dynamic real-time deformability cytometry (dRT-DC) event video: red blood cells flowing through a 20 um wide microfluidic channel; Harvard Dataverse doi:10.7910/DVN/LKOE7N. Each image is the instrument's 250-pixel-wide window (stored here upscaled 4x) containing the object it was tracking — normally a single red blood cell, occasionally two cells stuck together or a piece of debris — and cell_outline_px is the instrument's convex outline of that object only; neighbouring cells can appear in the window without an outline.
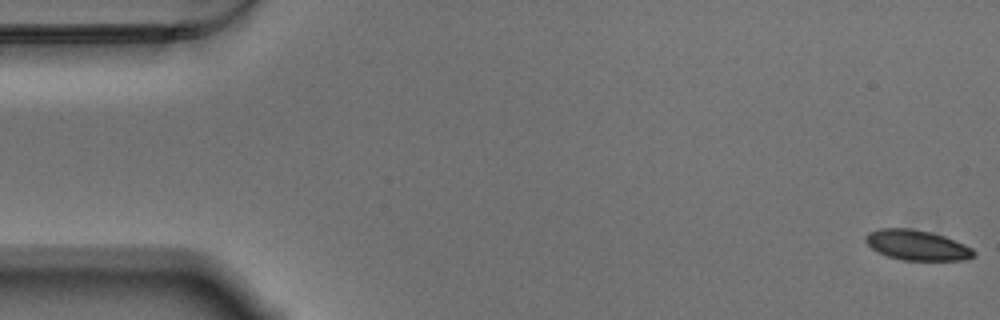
{"species": "Egyptian fruit bat (a non-hibernating species)", "species_latin": "Rousettus aegyptiacus", "temperature_condition": "warm", "stored_images_in_passage": 58, "camera_frame_rate_fps": 3000, "um_per_image_px": 0.085, "animal": {"sex": "male"}, "frame": {"image": 1, "passage_image": 1, "time_ms": 0.0, "image_size_px": [1000, 320], "cell_outline_px": [[976, 256], [968, 260], [904, 260], [888, 256], [872, 248], [864, 240], [864, 236], [868, 232], [880, 228], [912, 228], [932, 232], [944, 236], [964, 244], [972, 248], [976, 252]], "centroid_in_image_um": [77.97, 20.83], "position_along_channel_um": 7.0, "area_um2": 19.13}}
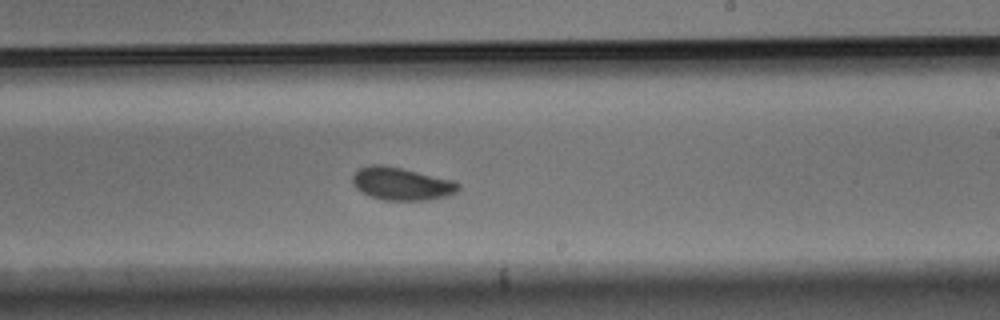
{"frame": {"image": 2, "passage_image": 34, "time_ms": 11.0, "image_size_px": [1000, 320], "cell_outline_px": [[460, 188], [456, 192], [444, 196], [428, 200], [384, 200], [372, 196], [356, 188], [352, 184], [352, 176], [360, 168], [372, 164], [384, 164], [452, 180], [460, 184]], "centroid_in_image_um": [34.11, 15.61], "position_along_channel_um": 254.9, "area_um2": 19.94}}
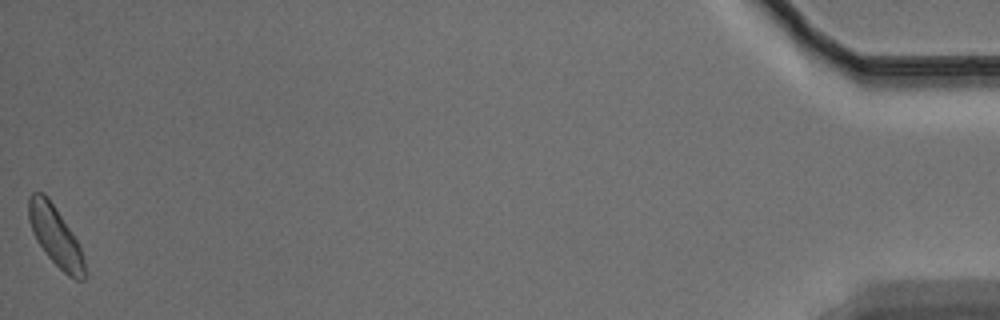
{"frame": {"image": 3, "passage_image": 58, "time_ms": 19.0, "image_size_px": [1000, 320], "cell_outline_px": [[84, 280], [76, 280], [68, 276], [48, 256], [36, 240], [32, 232], [28, 220], [28, 196], [32, 192], [44, 192], [48, 196], [76, 240], [80, 248], [84, 260]], "centroid_in_image_um": [4.66, 20.03], "position_along_channel_um": 430.5, "area_um2": 19.19}, "authors_computed_cell_mechanics": {"area_um2": 19.8543, "velocity_mm_per_s": 3.4635, "shape_relaxation_time_tau1_ms": 2.5439, "shape_relaxation_time_tau2_ms": null, "deformation_change_tau1": 0.0808, "deformation_change_tau2": null}}